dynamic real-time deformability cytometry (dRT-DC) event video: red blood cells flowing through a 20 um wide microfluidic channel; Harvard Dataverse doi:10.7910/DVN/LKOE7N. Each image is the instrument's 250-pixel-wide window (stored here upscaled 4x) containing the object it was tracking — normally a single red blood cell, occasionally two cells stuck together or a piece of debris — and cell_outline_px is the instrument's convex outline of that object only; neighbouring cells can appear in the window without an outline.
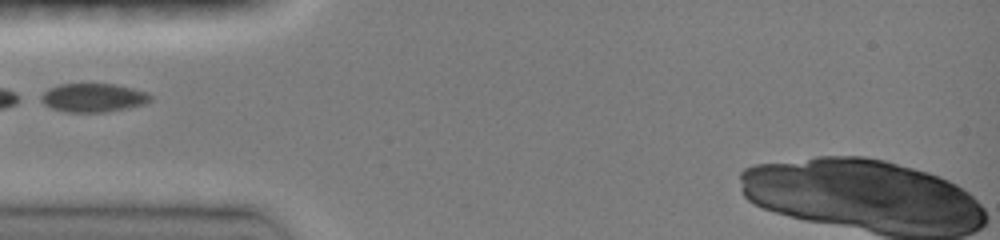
{"species": "common noctule bat (a hibernating species)", "species_latin": "Nyctalus noctula", "temperature_condition": "room temperature", "stored_images_in_passage": 23, "camera_frame_rate_fps": 3000, "um_per_image_px": 0.085, "animal": {"sex": "female", "body_mass_g": 19.0, "forearm_length_mm": 51.5}, "frame": {"image": 1, "passage_image": 1, "time_ms": 0.0, "image_size_px": [1000, 240], "cell_outline_px": [[152, 100], [148, 104], [128, 108], [104, 112], [64, 112], [52, 108], [36, 100], [36, 96], [48, 88], [60, 84], [116, 84], [148, 92], [152, 96]], "centroid_in_image_um": [7.89, 8.3], "position_along_channel_um": 77.1, "area_um2": 18.79}}